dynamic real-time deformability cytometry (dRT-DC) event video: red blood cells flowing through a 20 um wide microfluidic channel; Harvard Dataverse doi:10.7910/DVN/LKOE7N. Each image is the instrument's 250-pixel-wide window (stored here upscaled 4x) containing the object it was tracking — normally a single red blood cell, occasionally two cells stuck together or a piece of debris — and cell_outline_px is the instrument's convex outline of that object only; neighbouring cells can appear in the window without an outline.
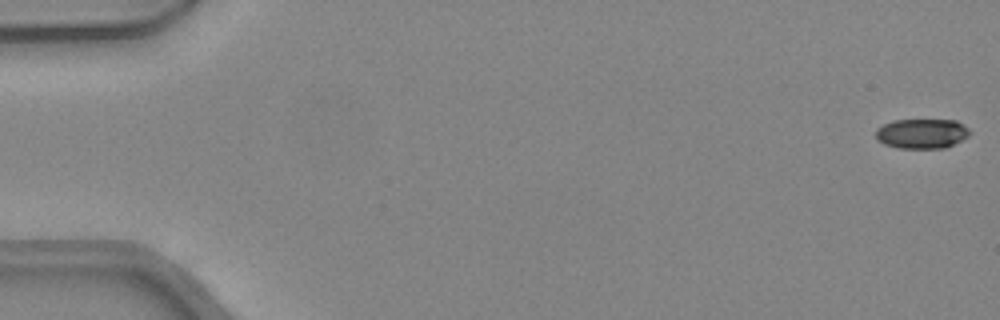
{"species": "common noctule bat (a hibernating species)", "species_latin": "Nyctalus noctula", "temperature_condition": "warm", "stored_images_in_passage": 48, "camera_frame_rate_fps": 3000, "um_per_image_px": 0.085, "animal": {"sex": "female", "body_mass_g": 24.6, "forearm_length_mm": 56.2}, "frame": {"image": 1, "passage_image": 1, "time_ms": 0.0, "image_size_px": [1000, 320], "cell_outline_px": [[972, 132], [968, 136], [944, 148], [896, 148], [884, 144], [876, 140], [876, 128], [892, 120], [956, 120], [964, 124]], "centroid_in_image_um": [78.33, 11.35], "position_along_channel_um": 6.7, "area_um2": 16.42}}
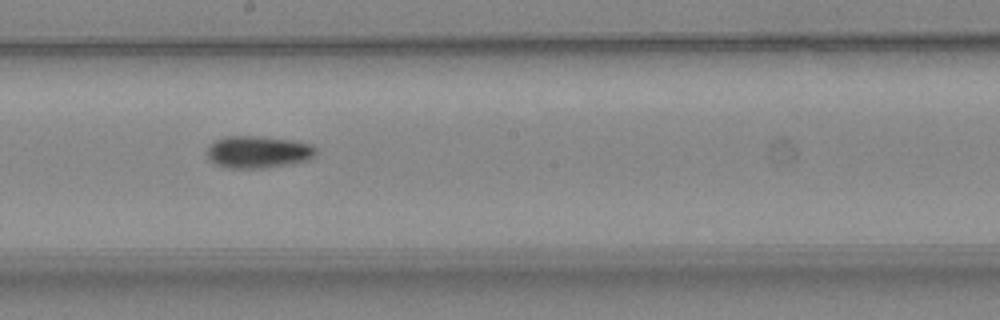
{"frame": {"image": 2, "passage_image": 27, "time_ms": 8.667, "image_size_px": [1000, 320], "cell_outline_px": [[316, 156], [308, 160], [292, 164], [264, 168], [224, 168], [208, 160], [208, 144], [224, 136], [256, 136], [288, 140], [312, 144], [316, 148]], "centroid_in_image_um": [21.93, 12.93], "position_along_channel_um": 226.3, "area_um2": 20.58}}
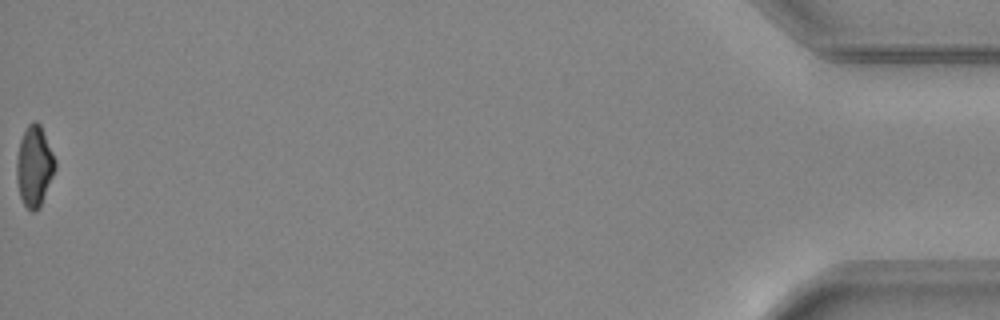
{"frame": {"image": 3, "passage_image": 48, "time_ms": 15.667, "image_size_px": [1000, 320], "cell_outline_px": [[56, 168], [40, 208], [32, 212], [24, 204], [20, 196], [16, 180], [16, 160], [20, 140], [28, 124], [32, 120], [36, 120], [40, 124], [56, 160]], "centroid_in_image_um": [2.92, 14.12], "position_along_channel_um": 432.3, "area_um2": 18.21}, "authors_computed_cell_mechanics": {"area_um2": 18.8428, "velocity_mm_per_s": 4.404, "shape_relaxation_time_tau1_ms": 10.5626, "shape_relaxation_time_tau2_ms": null, "deformation_change_tau1": 0.2376, "deformation_change_tau2": null}}